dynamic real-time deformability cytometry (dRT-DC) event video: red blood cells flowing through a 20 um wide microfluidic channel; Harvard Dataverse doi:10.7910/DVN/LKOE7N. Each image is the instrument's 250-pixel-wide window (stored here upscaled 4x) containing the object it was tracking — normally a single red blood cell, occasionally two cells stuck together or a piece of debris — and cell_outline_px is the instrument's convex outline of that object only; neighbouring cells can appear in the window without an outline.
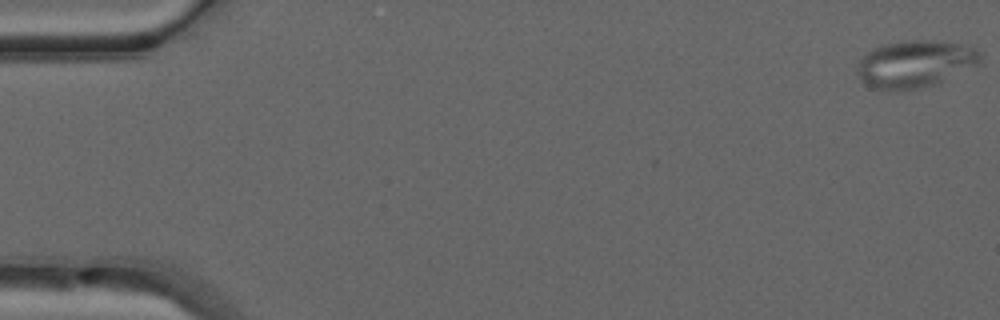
{"species": "common noctule bat (a hibernating species)", "species_latin": "Nyctalus noctula", "temperature_condition": "warm", "stored_images_in_passage": 10, "camera_frame_rate_fps": 3000, "um_per_image_px": 0.085, "animal": {"sex": "male", "forearm_length_mm": 52.5}, "frame": {"image": 1, "passage_image": 1, "time_ms": 0.0, "image_size_px": [1000, 320], "cell_outline_px": [[980, 64], [940, 84], [920, 88], [880, 88], [868, 84], [856, 72], [856, 64], [872, 48], [884, 44], [904, 40], [936, 40], [968, 44], [976, 48], [980, 52]], "centroid_in_image_um": [77.88, 5.39], "position_along_channel_um": 7.1, "area_um2": 33.87}}